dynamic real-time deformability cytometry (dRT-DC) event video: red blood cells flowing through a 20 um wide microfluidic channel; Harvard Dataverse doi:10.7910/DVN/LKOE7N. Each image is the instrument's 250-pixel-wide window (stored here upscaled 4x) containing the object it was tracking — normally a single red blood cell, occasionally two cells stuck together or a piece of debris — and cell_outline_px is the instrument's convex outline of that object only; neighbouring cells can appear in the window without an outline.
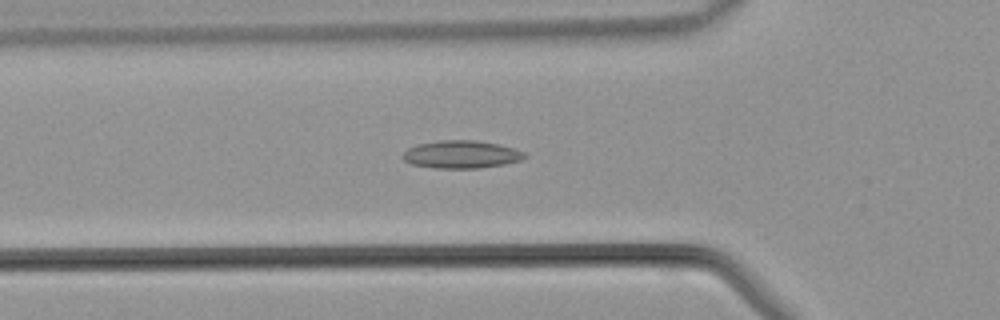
{"species": "common noctule bat (a hibernating species)", "species_latin": "Nyctalus noctula", "temperature_condition": "warm", "stored_images_in_passage": 35, "camera_frame_rate_fps": 3000, "um_per_image_px": 0.085, "animal": {"sex": "male", "body_mass_g": 21.5, "forearm_length_mm": 52.0}, "frame": {"image": 1, "passage_image": 5, "time_ms": 1.333, "image_size_px": [1000, 320], "cell_outline_px": [[528, 156], [520, 160], [504, 164], [480, 168], [436, 168], [412, 164], [404, 160], [400, 156], [408, 148], [416, 144], [440, 140], [476, 140], [516, 148], [524, 152]], "centroid_in_image_um": [39.2, 13.12], "position_along_channel_um": 86.6, "area_um2": 19.77}}
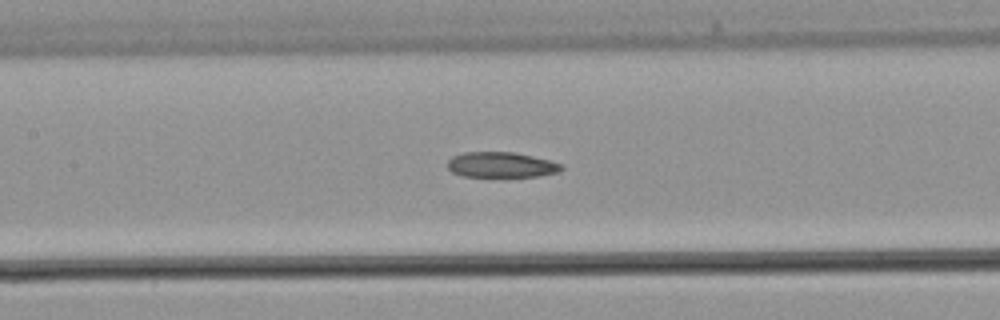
{"frame": {"image": 2, "passage_image": 10, "time_ms": 3.0, "image_size_px": [1000, 320], "cell_outline_px": [[564, 168], [560, 172], [540, 176], [460, 176], [452, 172], [448, 168], [448, 160], [452, 156], [464, 152], [512, 152], [532, 156], [548, 160], [560, 164]], "centroid_in_image_um": [42.59, 14.01], "position_along_channel_um": 164.8, "area_um2": 16.76}}
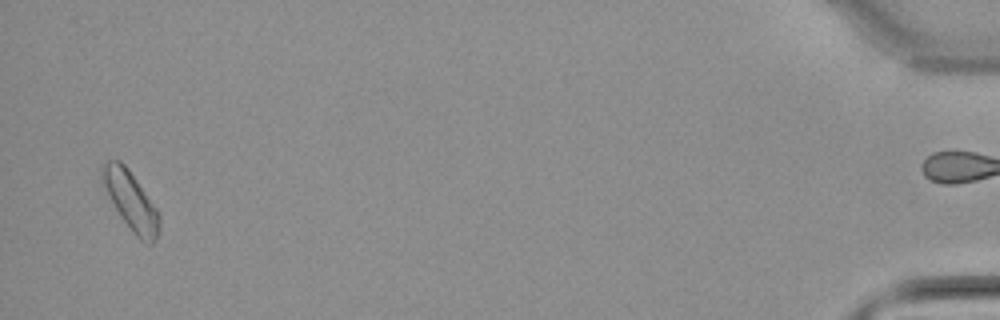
{"frame": {"image": 3, "passage_image": 33, "time_ms": 10.667, "image_size_px": [1000, 320], "cell_outline_px": [[160, 232], [156, 240], [152, 244], [148, 244], [140, 240], [136, 236], [124, 220], [108, 196], [100, 176], [100, 168], [108, 160], [120, 160], [128, 168], [156, 208], [160, 216]], "centroid_in_image_um": [11.13, 17.08], "position_along_channel_um": 424.1, "area_um2": 19.31}}